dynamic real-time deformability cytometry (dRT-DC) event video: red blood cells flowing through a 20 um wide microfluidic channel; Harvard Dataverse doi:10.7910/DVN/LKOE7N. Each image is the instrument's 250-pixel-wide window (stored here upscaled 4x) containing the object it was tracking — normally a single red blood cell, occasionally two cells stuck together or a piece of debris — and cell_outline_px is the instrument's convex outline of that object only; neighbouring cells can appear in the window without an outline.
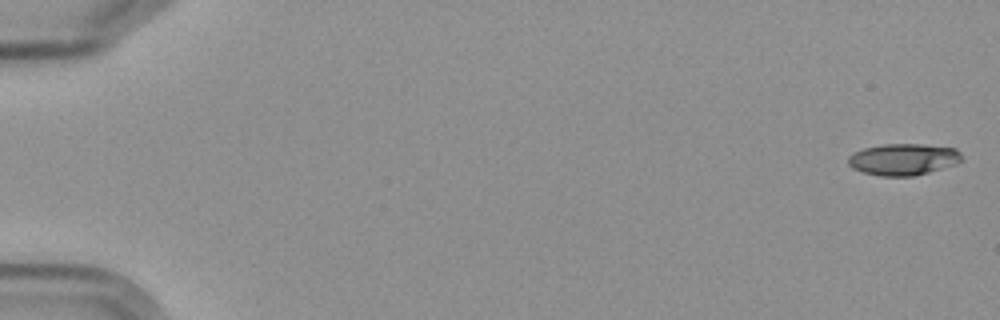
{"species": "Egyptian fruit bat (a non-hibernating species)", "species_latin": "Rousettus aegyptiacus", "temperature_condition": "cold", "stored_images_in_passage": 7, "camera_frame_rate_fps": 3000, "um_per_image_px": 0.085, "frame": {"image": 1, "passage_image": 1, "time_ms": 0.0, "image_size_px": [1000, 320], "cell_outline_px": [[960, 160], [956, 164], [928, 172], [912, 176], [880, 176], [864, 172], [852, 168], [848, 164], [848, 156], [864, 148], [884, 144], [920, 144], [956, 148], [960, 152]], "centroid_in_image_um": [76.76, 13.54], "position_along_channel_um": 8.2, "area_um2": 20.69}}
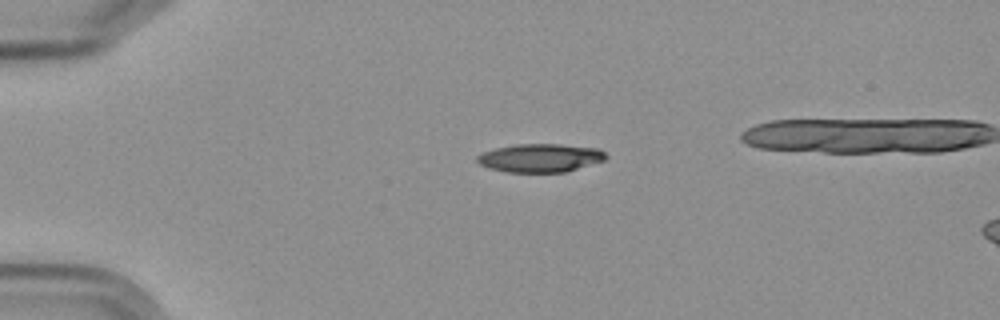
{"frame": {"image": 2, "passage_image": 5, "time_ms": 4.333, "image_size_px": [1000, 320], "cell_outline_px": [[608, 156], [604, 160], [564, 172], [508, 172], [488, 168], [480, 164], [476, 160], [476, 156], [484, 152], [496, 148], [516, 144], [560, 144], [600, 148]], "centroid_in_image_um": [45.92, 13.41], "position_along_channel_um": 39.1, "area_um2": 21.21}}